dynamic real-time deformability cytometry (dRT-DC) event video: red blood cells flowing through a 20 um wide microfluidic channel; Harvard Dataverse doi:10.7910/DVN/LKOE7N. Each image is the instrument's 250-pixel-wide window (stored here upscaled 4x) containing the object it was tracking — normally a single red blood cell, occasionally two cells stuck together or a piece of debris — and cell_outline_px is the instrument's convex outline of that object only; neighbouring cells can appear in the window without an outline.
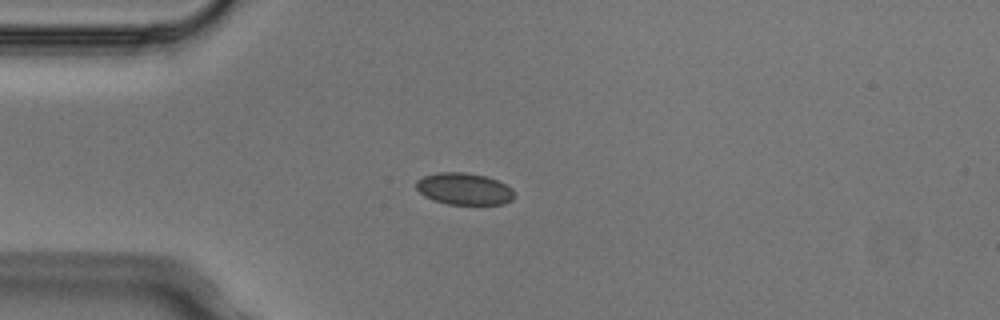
{"species": "Egyptian fruit bat (a non-hibernating species)", "species_latin": "Rousettus aegyptiacus", "temperature_condition": "cold", "stored_images_in_passage": 7, "camera_frame_rate_fps": 3000, "um_per_image_px": 0.085, "animal": {"sex": "male"}, "frame": {"image": 1, "passage_image": 4, "time_ms": 1.0, "image_size_px": [1000, 320], "cell_outline_px": [[512, 200], [504, 204], [448, 204], [424, 196], [416, 188], [416, 180], [424, 176], [440, 172], [464, 172], [484, 176], [496, 180], [512, 188]], "centroid_in_image_um": [39.42, 16.05], "position_along_channel_um": 45.6, "area_um2": 17.92}}
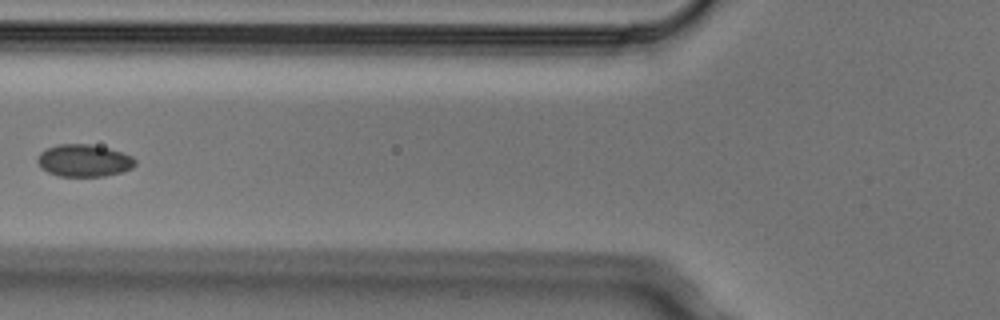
{"frame": {"image": 2, "passage_image": 6, "time_ms": 1.667, "image_size_px": [1000, 320], "cell_outline_px": [[136, 164], [132, 168], [120, 172], [104, 176], [60, 176], [48, 172], [40, 168], [36, 160], [40, 152], [56, 144], [88, 144], [108, 148], [132, 156], [136, 160]], "centroid_in_image_um": [7.11, 13.65], "position_along_channel_um": 118.7, "area_um2": 18.32}}
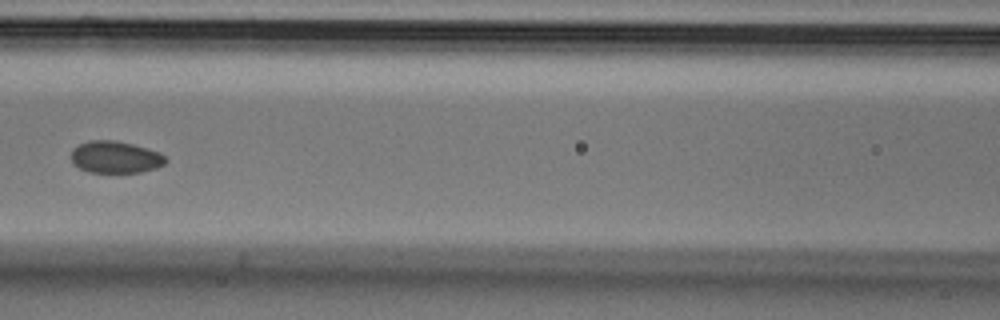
{"frame": {"image": 3, "passage_image": 7, "time_ms": 2.0, "image_size_px": [1000, 320], "cell_outline_px": [[168, 160], [164, 164], [156, 168], [140, 172], [88, 172], [72, 164], [72, 148], [88, 140], [116, 140], [148, 148], [160, 152]], "centroid_in_image_um": [9.81, 13.35], "position_along_channel_um": 156.8, "area_um2": 17.69}}